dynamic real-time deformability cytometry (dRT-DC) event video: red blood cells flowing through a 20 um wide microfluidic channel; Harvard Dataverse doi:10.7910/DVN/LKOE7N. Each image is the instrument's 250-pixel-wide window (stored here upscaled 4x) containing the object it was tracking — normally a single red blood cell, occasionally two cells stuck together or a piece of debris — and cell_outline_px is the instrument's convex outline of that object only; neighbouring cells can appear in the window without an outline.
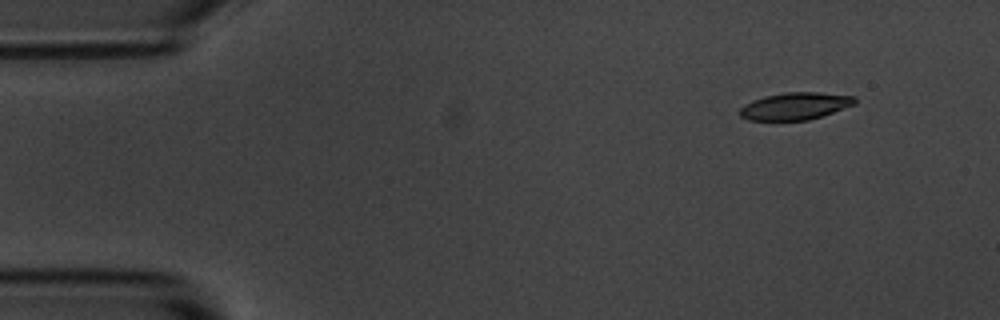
{"species": "common noctule bat (a hibernating species)", "species_latin": "Nyctalus noctula", "temperature_condition": "room temperature", "stored_images_in_passage": 4, "camera_frame_rate_fps": 3000, "um_per_image_px": 0.085, "animal": {"sex": "male", "body_mass_g": 20.1, "forearm_length_mm": 53.5}, "frame": {"image": 1, "passage_image": 2, "time_ms": 1.333, "image_size_px": [1000, 320], "cell_outline_px": [[856, 104], [824, 116], [808, 120], [748, 120], [740, 116], [740, 108], [744, 104], [752, 100], [764, 96], [784, 92], [820, 92], [856, 96]], "centroid_in_image_um": [67.62, 9.01], "position_along_channel_um": 17.4, "area_um2": 18.5}}